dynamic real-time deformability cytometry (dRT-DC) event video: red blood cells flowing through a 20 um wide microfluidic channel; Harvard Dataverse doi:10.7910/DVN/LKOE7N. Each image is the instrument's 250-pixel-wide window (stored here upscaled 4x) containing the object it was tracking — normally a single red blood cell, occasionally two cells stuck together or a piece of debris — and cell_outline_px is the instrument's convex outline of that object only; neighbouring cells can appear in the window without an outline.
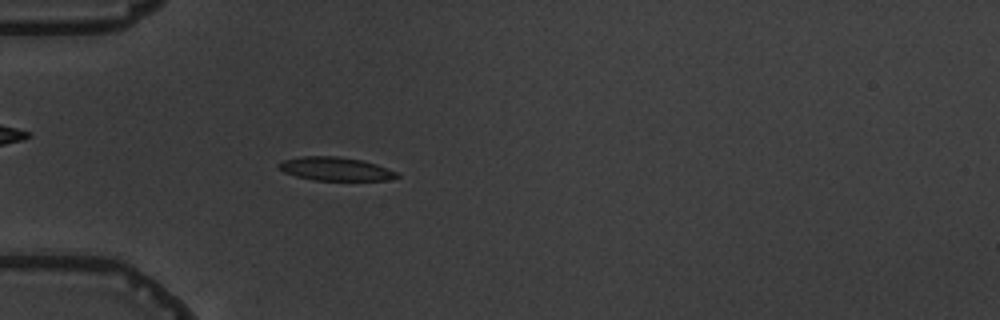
{"species": "common noctule bat (a hibernating species)", "species_latin": "Nyctalus noctula", "temperature_condition": "warm", "stored_images_in_passage": 4, "camera_frame_rate_fps": 3000, "um_per_image_px": 0.085, "animal": {"sex": "male", "body_mass_g": 19.5, "forearm_length_mm": 54.6}, "frame": {"image": 1, "passage_image": 4, "time_ms": 3.667, "image_size_px": [1000, 320], "cell_outline_px": [[400, 176], [388, 180], [316, 180], [296, 176], [284, 172], [276, 164], [284, 160], [300, 156], [340, 156], [364, 160], [400, 172]], "centroid_in_image_um": [28.56, 14.34], "position_along_channel_um": 56.4, "area_um2": 16.3}}